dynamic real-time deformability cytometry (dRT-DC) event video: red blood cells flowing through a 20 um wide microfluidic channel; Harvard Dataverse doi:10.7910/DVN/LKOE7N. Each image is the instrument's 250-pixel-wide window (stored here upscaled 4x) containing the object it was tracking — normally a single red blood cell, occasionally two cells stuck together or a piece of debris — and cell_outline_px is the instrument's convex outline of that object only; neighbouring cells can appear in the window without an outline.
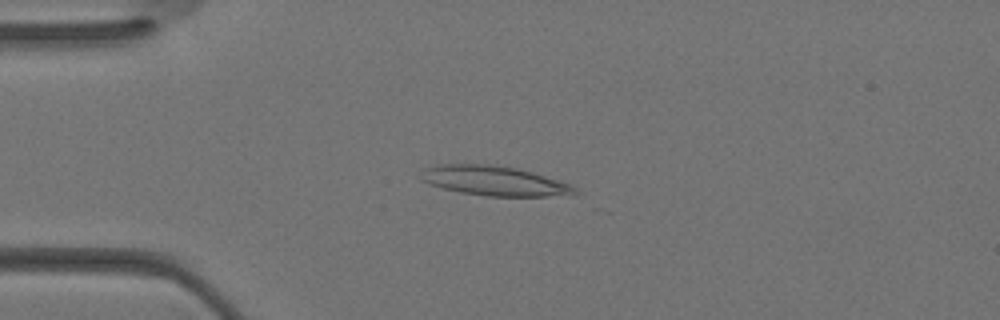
{"species": "Egyptian fruit bat (a non-hibernating species)", "species_latin": "Rousettus aegyptiacus", "temperature_condition": "warm", "stored_images_in_passage": 28, "camera_frame_rate_fps": 3000, "um_per_image_px": 0.085, "animal": {"sex": "female"}, "frame": {"image": 1, "passage_image": 6, "time_ms": 1.667, "image_size_px": [1000, 320], "cell_outline_px": [[584, 192], [576, 196], [488, 196], [460, 192], [428, 184], [420, 180], [416, 176], [424, 168], [440, 164], [488, 164], [516, 168], [532, 172], [572, 184]], "centroid_in_image_um": [42.08, 15.38], "position_along_channel_um": 42.9, "area_um2": 27.22}}
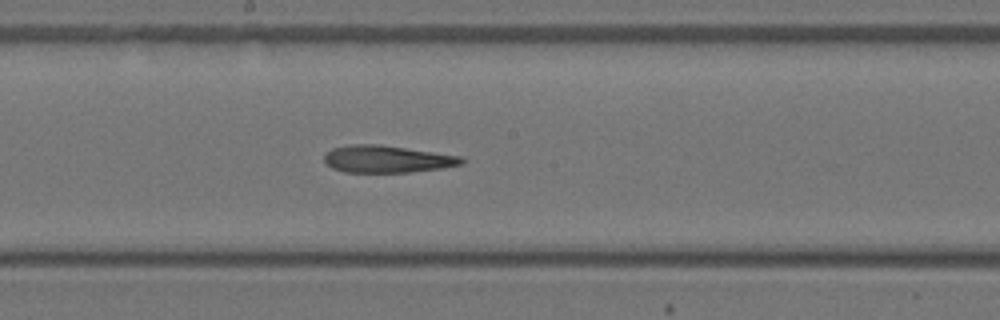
{"frame": {"image": 2, "passage_image": 16, "time_ms": 5.0, "image_size_px": [1000, 320], "cell_outline_px": [[464, 164], [444, 168], [408, 172], [344, 172], [332, 168], [324, 160], [324, 156], [332, 148], [352, 144], [376, 144], [464, 156]], "centroid_in_image_um": [32.94, 13.52], "position_along_channel_um": 215.3, "area_um2": 21.73}}
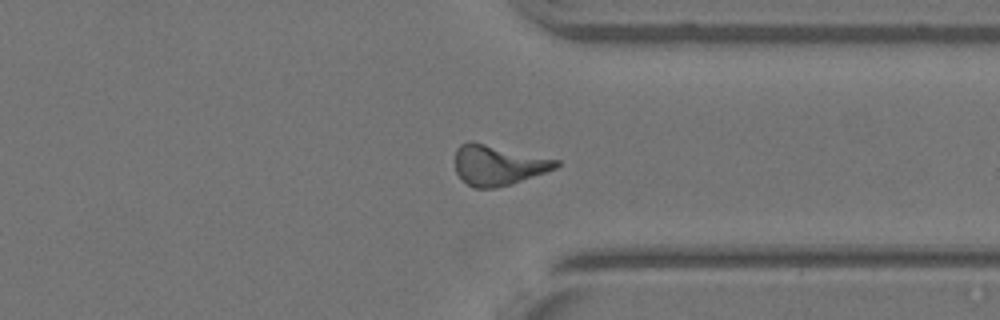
{"frame": {"image": 3, "passage_image": 24, "time_ms": 7.667, "image_size_px": [1000, 320], "cell_outline_px": [[560, 164], [556, 168], [512, 184], [496, 188], [472, 188], [456, 172], [456, 148], [460, 144], [468, 140], [472, 140], [560, 160]], "centroid_in_image_um": [42.34, 14.01], "position_along_channel_um": 369.1, "area_um2": 23.81}}